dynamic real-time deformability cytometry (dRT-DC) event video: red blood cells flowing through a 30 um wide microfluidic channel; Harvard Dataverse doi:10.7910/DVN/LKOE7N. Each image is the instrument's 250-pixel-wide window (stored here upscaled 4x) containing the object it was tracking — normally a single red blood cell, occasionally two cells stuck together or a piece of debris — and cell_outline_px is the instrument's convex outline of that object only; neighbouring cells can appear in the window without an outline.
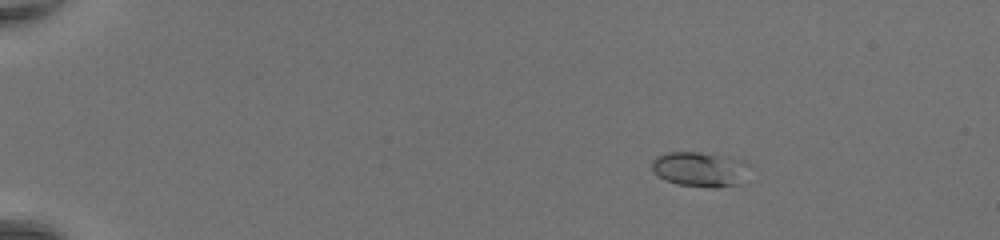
{"species": "common noctule bat (a hibernating species)", "species_latin": "Nyctalus noctula", "temperature_condition": "room temperature", "stored_images_in_passage": 50, "camera_frame_rate_fps": 3000, "um_per_image_px": 0.085, "animal": {"sex": "female", "body_mass_g": 20.0, "forearm_length_mm": 54.0}, "frame": {"image": 1, "passage_image": 9, "time_ms": 2.667, "image_size_px": [1000, 240], "cell_outline_px": [[752, 164], [740, 184], [716, 188], [712, 188], [676, 184], [664, 180], [656, 176], [652, 172], [652, 160], [656, 156], [668, 152], [700, 152], [732, 156], [744, 160]], "centroid_in_image_um": [59.52, 14.38], "position_along_channel_um": 25.5, "area_um2": 20.52}}
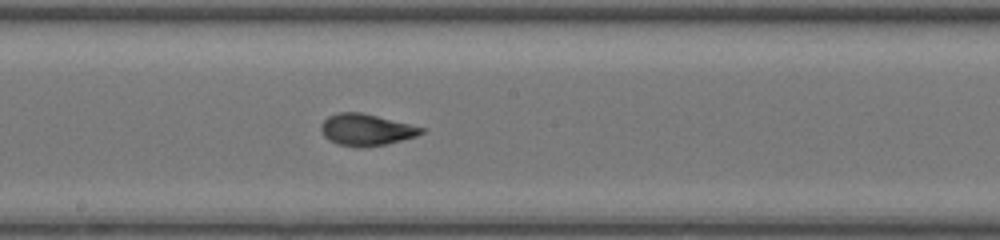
{"frame": {"image": 2, "passage_image": 30, "time_ms": 9.667, "image_size_px": [1000, 240], "cell_outline_px": [[428, 128], [424, 132], [416, 136], [384, 144], [360, 148], [336, 144], [328, 140], [324, 136], [320, 128], [320, 124], [328, 116], [340, 112], [360, 112]], "centroid_in_image_um": [31.11, 11.03], "position_along_channel_um": 217.1, "area_um2": 18.55}}
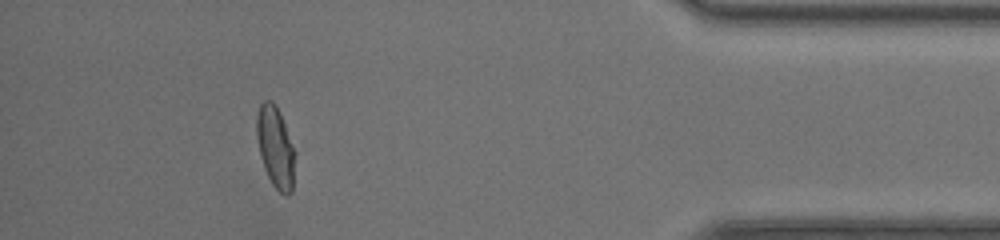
{"frame": {"image": 3, "passage_image": 46, "time_ms": 15.0, "image_size_px": [1000, 240], "cell_outline_px": [[296, 152], [292, 192], [288, 196], [280, 192], [272, 184], [264, 168], [260, 156], [256, 136], [256, 116], [260, 104], [264, 100], [272, 100], [276, 104], [280, 112]], "centroid_in_image_um": [23.42, 12.49], "position_along_channel_um": 411.8, "area_um2": 18.5}, "authors_computed_cell_mechanics": {"area_um2": 18.0914, "velocity_mm_per_s": 4.4166, "shape_relaxation_time_tau1_ms": 3.5633, "shape_relaxation_time_tau2_ms": 0.753, "deformation_change_tau1": 0.195, "deformation_change_tau2": 0.0762}}